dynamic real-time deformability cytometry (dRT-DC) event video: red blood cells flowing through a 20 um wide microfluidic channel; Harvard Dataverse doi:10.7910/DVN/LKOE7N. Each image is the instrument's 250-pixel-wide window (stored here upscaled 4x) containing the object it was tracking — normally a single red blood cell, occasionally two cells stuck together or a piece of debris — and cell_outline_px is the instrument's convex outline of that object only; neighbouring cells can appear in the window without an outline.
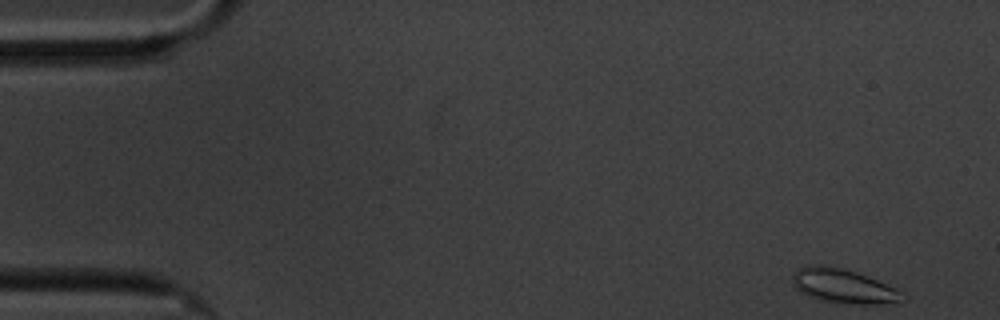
{"species": "common noctule bat (a hibernating species)", "species_latin": "Nyctalus noctula", "temperature_condition": "cold", "stored_images_in_passage": 57, "camera_frame_rate_fps": 3000, "um_per_image_px": 0.085, "animal": {"sex": "male", "body_mass_g": 20.1, "forearm_length_mm": 53.5}, "frame": {"image": 1, "passage_image": 1, "time_ms": 0.0, "image_size_px": [1000, 320], "cell_outline_px": [[908, 300], [900, 304], [852, 304], [820, 300], [808, 296], [800, 292], [792, 284], [792, 272], [796, 268], [812, 264], [820, 264], [840, 268], [856, 272], [868, 276], [896, 288], [908, 296]], "centroid_in_image_um": [71.74, 24.33], "position_along_channel_um": 13.3, "area_um2": 22.6}}
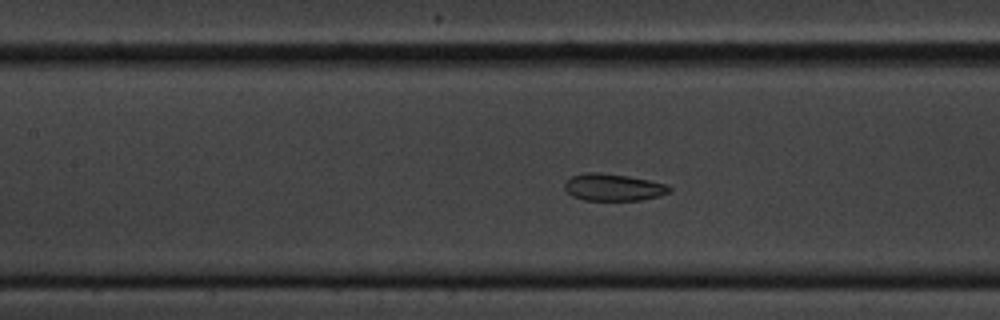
{"frame": {"image": 2, "passage_image": 24, "time_ms": 7.667, "image_size_px": [1000, 320], "cell_outline_px": [[672, 192], [660, 196], [640, 200], [584, 200], [572, 196], [564, 188], [564, 180], [572, 176], [584, 172], [600, 172], [628, 176], [668, 184], [672, 188]], "centroid_in_image_um": [52.13, 15.91], "position_along_channel_um": 155.3, "area_um2": 16.76}}
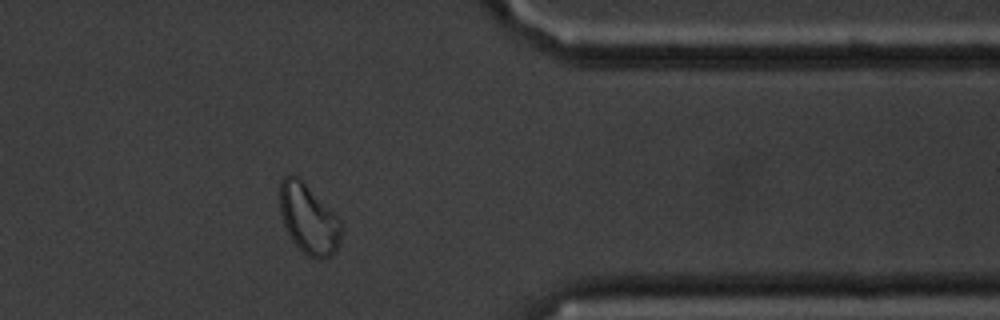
{"frame": {"image": 3, "passage_image": 46, "time_ms": 15.0, "image_size_px": [1000, 320], "cell_outline_px": [[344, 228], [340, 240], [336, 248], [324, 260], [320, 260], [308, 256], [292, 240], [284, 224], [280, 212], [280, 180], [288, 172], [296, 176], [340, 216], [344, 224]], "centroid_in_image_um": [26.27, 18.6], "position_along_channel_um": 385.1, "area_um2": 25.2}, "authors_computed_cell_mechanics": {"area_um2": 18.6116, "velocity_mm_per_s": 3.3371, "shape_relaxation_time_tau1_ms": 4.1328, "shape_relaxation_time_tau2_ms": 1.9601, "deformation_change_tau1": 0.094, "deformation_change_tau2": 0.0687}}